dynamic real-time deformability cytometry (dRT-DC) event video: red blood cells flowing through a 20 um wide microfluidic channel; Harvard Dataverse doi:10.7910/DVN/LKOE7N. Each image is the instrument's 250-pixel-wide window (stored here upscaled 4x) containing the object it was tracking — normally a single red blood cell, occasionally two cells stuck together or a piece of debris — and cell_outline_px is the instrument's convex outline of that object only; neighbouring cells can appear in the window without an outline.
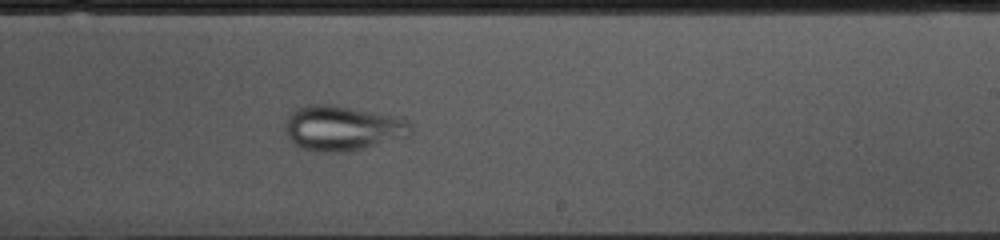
{"species": "common noctule bat (a hibernating species)", "species_latin": "Nyctalus noctula", "temperature_condition": "cold", "stored_images_in_passage": 53, "camera_frame_rate_fps": 3000, "um_per_image_px": 0.085, "animal": {"sex": "female", "body_mass_g": 10.0, "forearm_length_mm": 53.1}, "frame": {"image": 1, "passage_image": 31, "time_ms": 10.0, "image_size_px": [1000, 240], "cell_outline_px": [[412, 132], [408, 136], [364, 148], [348, 152], [332, 152], [304, 148], [296, 144], [284, 132], [284, 128], [288, 116], [296, 108], [308, 104], [332, 104], [396, 116], [412, 124]], "centroid_in_image_um": [29.11, 10.87], "position_along_channel_um": 259.9, "area_um2": 32.71}}
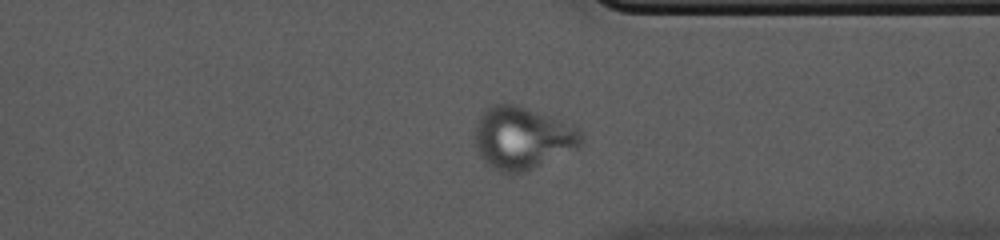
{"frame": {"image": 2, "passage_image": 40, "time_ms": 13.0, "image_size_px": [1000, 240], "cell_outline_px": [[584, 140], [576, 152], [524, 172], [496, 172], [480, 156], [476, 148], [476, 124], [480, 116], [488, 104], [516, 104], [528, 108], [572, 124], [580, 128], [584, 136]], "centroid_in_image_um": [44.48, 11.74], "position_along_channel_um": 366.9, "area_um2": 39.42}}
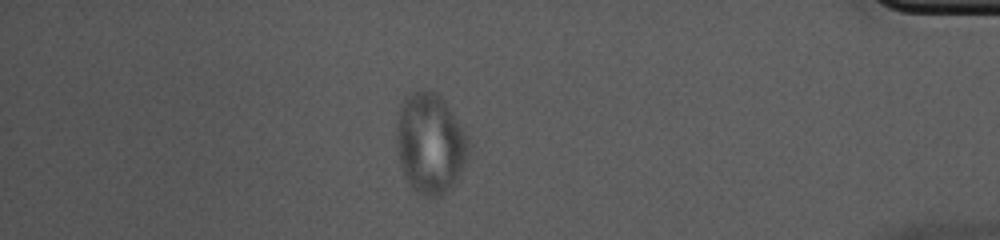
{"frame": {"image": 3, "passage_image": 46, "time_ms": 15.0, "image_size_px": [1000, 240], "cell_outline_px": [[468, 156], [452, 188], [440, 196], [416, 196], [408, 184], [400, 160], [396, 140], [396, 128], [400, 104], [404, 96], [412, 92], [424, 88], [428, 88], [436, 92], [444, 100], [464, 132], [468, 148]], "centroid_in_image_um": [36.52, 12.19], "position_along_channel_um": 398.7, "area_um2": 42.19}}